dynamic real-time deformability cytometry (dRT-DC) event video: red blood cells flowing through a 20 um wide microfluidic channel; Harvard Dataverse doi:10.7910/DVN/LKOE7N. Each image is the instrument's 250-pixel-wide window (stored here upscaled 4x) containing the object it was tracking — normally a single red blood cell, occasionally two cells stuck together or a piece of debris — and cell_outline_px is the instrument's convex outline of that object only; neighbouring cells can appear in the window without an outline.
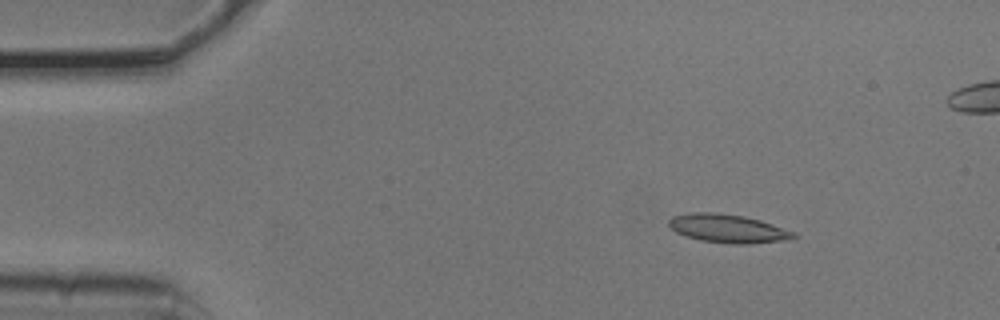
{"species": "common noctule bat (a hibernating species)", "species_latin": "Nyctalus noctula", "temperature_condition": "cold", "stored_images_in_passage": 5, "camera_frame_rate_fps": 3000, "um_per_image_px": 0.085, "animal": {"sex": "male", "body_mass_g": 20.5, "forearm_length_mm": 52.5}, "frame": {"image": 1, "passage_image": 2, "time_ms": 0.333, "image_size_px": [1000, 320], "cell_outline_px": [[796, 236], [788, 240], [748, 244], [732, 244], [700, 240], [676, 232], [668, 224], [668, 220], [672, 216], [692, 212], [716, 212], [744, 216], [760, 220], [796, 232]], "centroid_in_image_um": [61.88, 19.42], "position_along_channel_um": 23.1, "area_um2": 20.69}}